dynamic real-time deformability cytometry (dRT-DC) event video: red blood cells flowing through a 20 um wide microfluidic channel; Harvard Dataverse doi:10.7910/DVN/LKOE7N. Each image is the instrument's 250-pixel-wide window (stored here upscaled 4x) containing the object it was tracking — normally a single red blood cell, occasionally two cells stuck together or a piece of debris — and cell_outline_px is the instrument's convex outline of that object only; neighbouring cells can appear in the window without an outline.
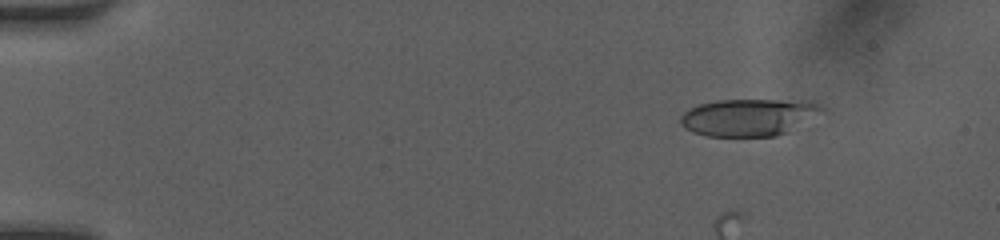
{"species": "human", "species_latin": "Homo sapiens", "temperature_condition": "room temperature", "stored_images_in_passage": 52, "camera_frame_rate_fps": 3000, "um_per_image_px": 0.085, "donor": {"sex": "female"}, "frame": {"image": 1, "passage_image": 7, "time_ms": 2.0, "image_size_px": [1000, 240], "cell_outline_px": [[824, 108], [788, 132], [776, 136], [708, 136], [692, 132], [684, 128], [680, 124], [680, 116], [688, 108], [700, 104], [716, 100], [780, 100], [816, 104]], "centroid_in_image_um": [63.48, 9.98], "position_along_channel_um": 21.5, "area_um2": 29.94}}
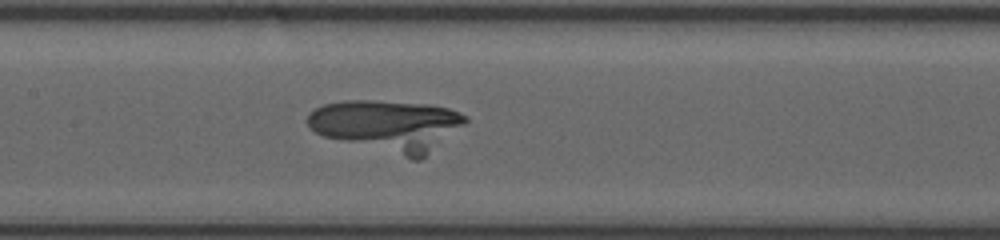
{"frame": {"image": 2, "passage_image": 26, "time_ms": 8.333, "image_size_px": [1000, 240], "cell_outline_px": [[468, 120], [464, 124], [420, 160], [412, 160], [324, 136], [316, 132], [308, 124], [308, 112], [324, 104], [344, 100], [372, 100], [428, 104], [448, 108], [460, 112], [468, 116]], "centroid_in_image_um": [32.93, 10.66], "position_along_channel_um": 174.5, "area_um2": 46.99}}
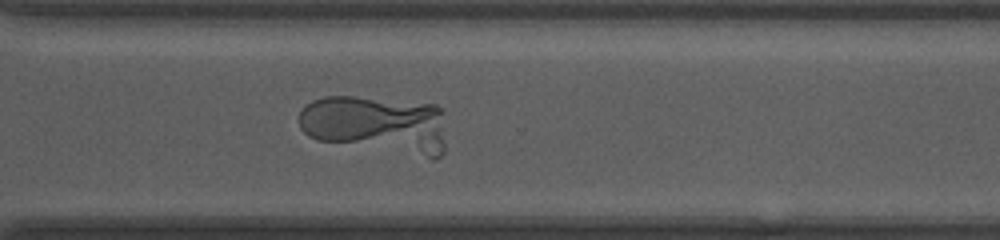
{"frame": {"image": 3, "passage_image": 38, "time_ms": 12.333, "image_size_px": [1000, 240], "cell_outline_px": [[444, 152], [440, 156], [432, 160], [316, 140], [308, 136], [300, 128], [296, 116], [300, 108], [312, 100], [324, 96], [352, 96], [436, 104], [444, 112]], "centroid_in_image_um": [31.97, 10.61], "position_along_channel_um": 338.6, "area_um2": 51.33}}